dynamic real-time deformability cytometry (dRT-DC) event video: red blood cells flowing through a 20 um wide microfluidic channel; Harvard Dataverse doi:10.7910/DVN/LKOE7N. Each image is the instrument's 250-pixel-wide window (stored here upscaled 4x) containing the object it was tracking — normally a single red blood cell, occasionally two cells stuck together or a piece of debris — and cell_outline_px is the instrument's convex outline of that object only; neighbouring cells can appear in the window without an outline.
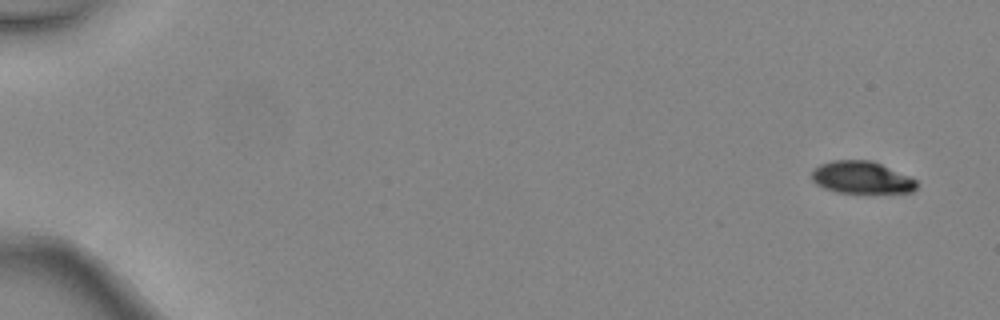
{"species": "common noctule bat (a hibernating species)", "species_latin": "Nyctalus noctula", "temperature_condition": "warm", "stored_images_in_passage": 4, "camera_frame_rate_fps": 3000, "um_per_image_px": 0.085, "animal": {"sex": "female", "body_mass_g": 24.6, "forearm_length_mm": 56.2}, "frame": {"image": 1, "passage_image": 1, "time_ms": 0.0, "image_size_px": [1000, 320], "cell_outline_px": [[916, 188], [912, 192], [840, 192], [824, 188], [816, 184], [812, 180], [812, 172], [820, 164], [832, 160], [872, 160], [908, 176], [916, 180]], "centroid_in_image_um": [73.21, 15.07], "position_along_channel_um": 11.8, "area_um2": 19.36}}
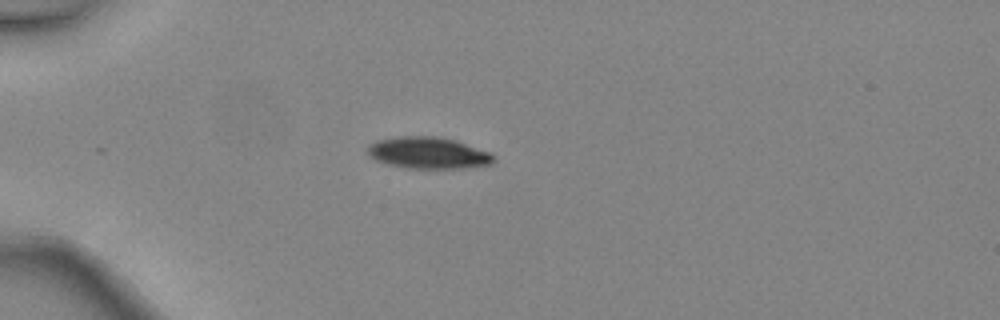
{"frame": {"image": 2, "passage_image": 4, "time_ms": 1.0, "image_size_px": [1000, 320], "cell_outline_px": [[496, 156], [492, 164], [464, 168], [408, 168], [388, 164], [376, 160], [368, 152], [368, 144], [376, 140], [396, 136], [440, 136], [456, 140], [492, 152]], "centroid_in_image_um": [36.45, 12.98], "position_along_channel_um": 48.6, "area_um2": 23.47}}